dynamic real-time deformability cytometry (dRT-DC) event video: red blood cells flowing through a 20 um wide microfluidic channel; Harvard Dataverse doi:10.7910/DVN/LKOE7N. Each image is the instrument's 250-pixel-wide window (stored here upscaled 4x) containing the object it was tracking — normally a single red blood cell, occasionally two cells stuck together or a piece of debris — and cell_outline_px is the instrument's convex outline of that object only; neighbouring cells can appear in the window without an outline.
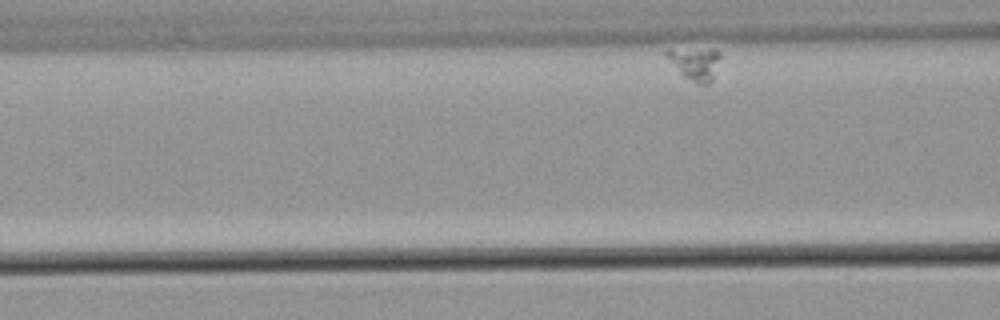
{"species": "common noctule bat (a hibernating species)", "species_latin": "Nyctalus noctula", "temperature_condition": "warm", "stored_images_in_passage": 45, "camera_frame_rate_fps": 3000, "um_per_image_px": 0.085, "animal": {"sex": "male", "body_mass_g": 21.5, "forearm_length_mm": 52.0}, "frame": {"image": 1, "passage_image": 7, "time_ms": 2.0, "image_size_px": [1000, 320], "cell_outline_px": [[720, 56], [712, 80], [708, 84], [696, 84], [684, 76], [680, 72], [664, 52], [668, 48], [716, 48], [720, 52]], "centroid_in_image_um": [59.1, 5.35], "position_along_channel_um": 107.5, "area_um2": 10.29}}